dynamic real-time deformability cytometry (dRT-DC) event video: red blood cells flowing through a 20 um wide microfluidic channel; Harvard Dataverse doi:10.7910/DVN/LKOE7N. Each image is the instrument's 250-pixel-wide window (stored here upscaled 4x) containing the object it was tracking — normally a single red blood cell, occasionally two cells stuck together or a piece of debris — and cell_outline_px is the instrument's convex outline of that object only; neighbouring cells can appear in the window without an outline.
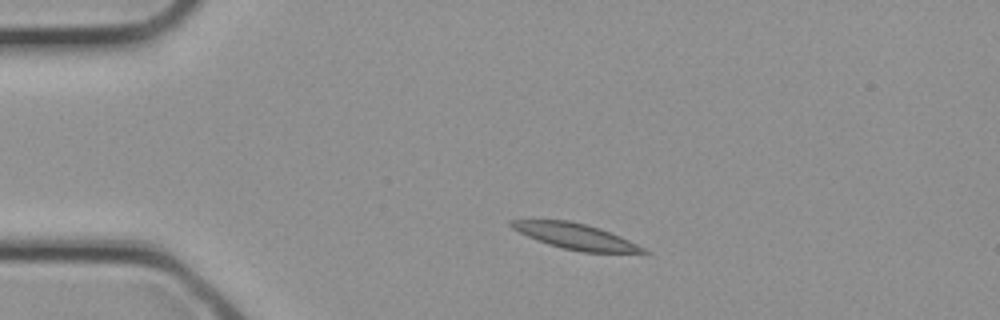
{"species": "common noctule bat (a hibernating species)", "species_latin": "Nyctalus noctula", "temperature_condition": "cold", "stored_images_in_passage": 26, "camera_frame_rate_fps": 3000, "um_per_image_px": 0.085, "animal": {"sex": "female", "body_mass_g": 21.9}, "frame": {"image": 1, "passage_image": 1, "time_ms": 0.0, "image_size_px": [1000, 320], "cell_outline_px": [[652, 252], [580, 252], [548, 244], [528, 236], [512, 228], [508, 224], [508, 220], [568, 220], [600, 228], [620, 236]], "centroid_in_image_um": [48.88, 20.08], "position_along_channel_um": 36.1, "area_um2": 19.36}}
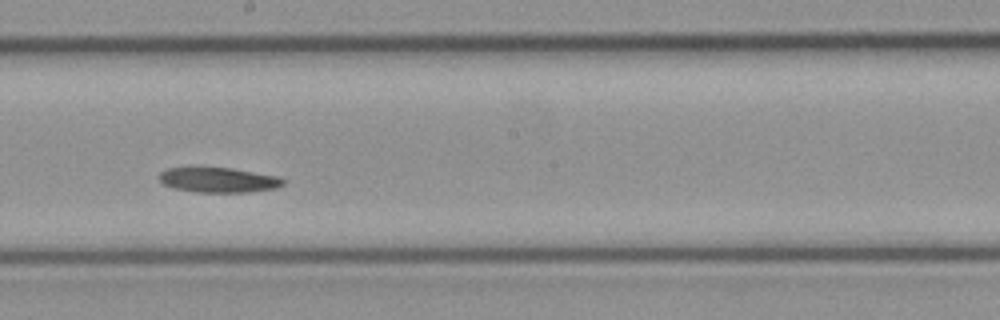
{"frame": {"image": 2, "passage_image": 12, "time_ms": 3.667, "image_size_px": [1000, 320], "cell_outline_px": [[284, 184], [276, 188], [248, 192], [196, 192], [172, 188], [164, 184], [156, 176], [160, 172], [168, 168], [192, 164], [232, 168], [280, 176], [284, 180]], "centroid_in_image_um": [18.48, 15.24], "position_along_channel_um": 229.7, "area_um2": 19.02}}
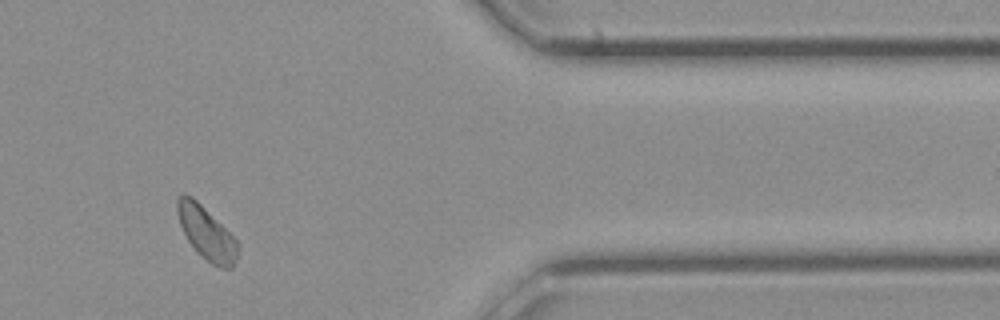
{"frame": {"image": 3, "passage_image": 21, "time_ms": 6.667, "image_size_px": [1000, 320], "cell_outline_px": [[240, 244], [236, 260], [232, 268], [220, 268], [212, 264], [196, 252], [188, 240], [180, 224], [176, 212], [176, 200], [180, 192], [184, 192], [192, 196]], "centroid_in_image_um": [17.52, 19.8], "position_along_channel_um": 393.9, "area_um2": 18.55}}